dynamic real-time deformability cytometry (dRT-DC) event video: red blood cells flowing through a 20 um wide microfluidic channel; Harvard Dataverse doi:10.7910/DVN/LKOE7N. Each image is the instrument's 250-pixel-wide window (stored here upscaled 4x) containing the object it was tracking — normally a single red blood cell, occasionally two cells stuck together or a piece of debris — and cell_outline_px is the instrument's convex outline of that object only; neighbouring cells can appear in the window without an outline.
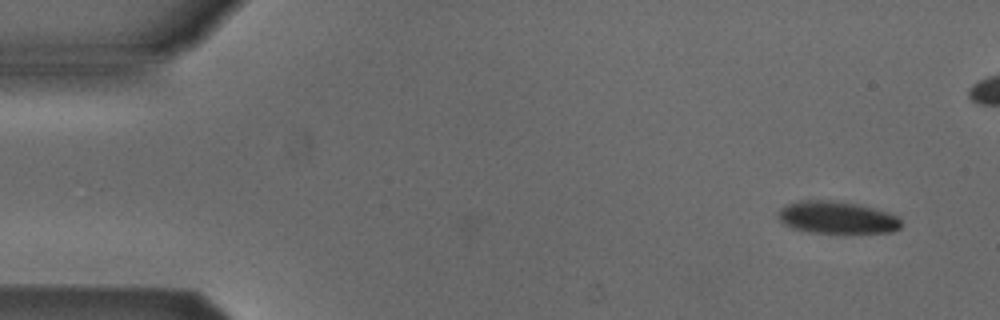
{"species": "Egyptian fruit bat (a non-hibernating species)", "species_latin": "Rousettus aegyptiacus", "temperature_condition": "cold", "stored_images_in_passage": 9, "camera_frame_rate_fps": 3000, "um_per_image_px": 0.085, "animal": {"sex": "male"}, "frame": {"image": 1, "passage_image": 9, "time_ms": 2.667, "image_size_px": [1000, 320], "cell_outline_px": [[900, 228], [892, 232], [808, 232], [792, 228], [784, 224], [780, 220], [780, 208], [788, 204], [800, 200], [836, 200], [856, 204], [872, 208], [896, 216], [900, 220]], "centroid_in_image_um": [71.11, 18.48], "position_along_channel_um": 13.9, "area_um2": 22.66}}